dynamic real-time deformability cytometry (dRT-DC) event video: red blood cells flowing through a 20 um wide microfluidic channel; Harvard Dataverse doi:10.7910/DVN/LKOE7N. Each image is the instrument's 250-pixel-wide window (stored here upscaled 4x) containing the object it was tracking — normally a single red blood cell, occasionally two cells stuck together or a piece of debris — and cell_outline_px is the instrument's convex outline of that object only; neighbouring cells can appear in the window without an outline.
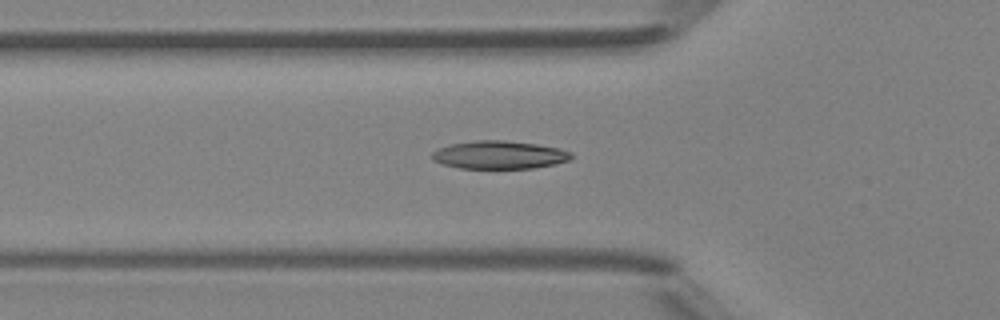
{"species": "Egyptian fruit bat (a non-hibernating species)", "species_latin": "Rousettus aegyptiacus", "temperature_condition": "room temperature", "stored_images_in_passage": 47, "camera_frame_rate_fps": 3000, "um_per_image_px": 0.085, "animal": {"sex": "female"}, "frame": {"image": 1, "passage_image": 16, "time_ms": 5.0, "image_size_px": [1000, 320], "cell_outline_px": [[572, 156], [568, 160], [556, 164], [532, 168], [460, 168], [444, 164], [432, 160], [432, 152], [440, 148], [452, 144], [476, 140], [504, 140], [536, 144], [560, 148], [572, 152]], "centroid_in_image_um": [42.46, 13.16], "position_along_channel_um": 83.3, "area_um2": 22.6}}
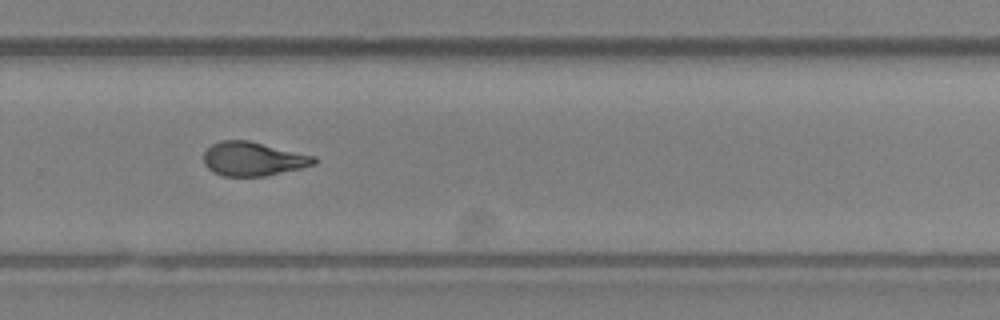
{"frame": {"image": 2, "passage_image": 32, "time_ms": 10.333, "image_size_px": [1000, 320], "cell_outline_px": [[316, 164], [300, 168], [264, 176], [224, 176], [212, 172], [204, 164], [204, 152], [212, 144], [220, 140], [248, 140], [316, 156]], "centroid_in_image_um": [21.5, 13.5], "position_along_channel_um": 308.3, "area_um2": 21.79}}
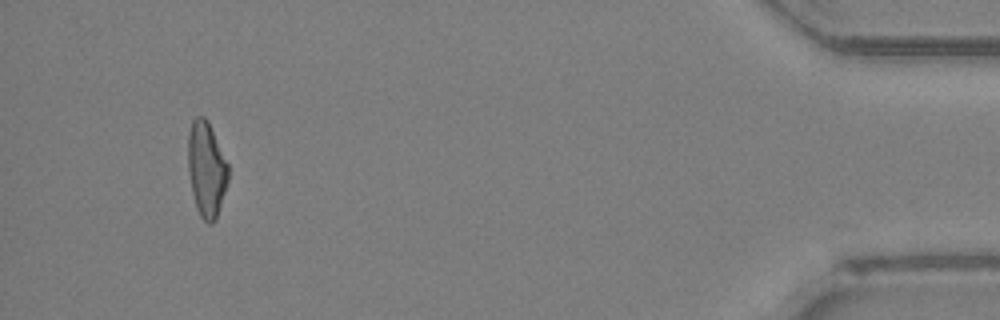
{"frame": {"image": 3, "passage_image": 45, "time_ms": 14.667, "image_size_px": [1000, 320], "cell_outline_px": [[228, 180], [216, 220], [212, 224], [208, 224], [200, 216], [196, 208], [192, 192], [188, 172], [188, 132], [192, 120], [196, 116], [204, 116], [208, 120], [228, 164]], "centroid_in_image_um": [17.54, 14.38], "position_along_channel_um": 417.7, "area_um2": 22.43}, "authors_computed_cell_mechanics": {"area_um2": 22.4264, "velocity_mm_per_s": 4.2147, "shape_relaxation_time_tau1_ms": 5.4846, "shape_relaxation_time_tau2_ms": 1.639, "deformation_change_tau1": 0.1772, "deformation_change_tau2": 0.077}}